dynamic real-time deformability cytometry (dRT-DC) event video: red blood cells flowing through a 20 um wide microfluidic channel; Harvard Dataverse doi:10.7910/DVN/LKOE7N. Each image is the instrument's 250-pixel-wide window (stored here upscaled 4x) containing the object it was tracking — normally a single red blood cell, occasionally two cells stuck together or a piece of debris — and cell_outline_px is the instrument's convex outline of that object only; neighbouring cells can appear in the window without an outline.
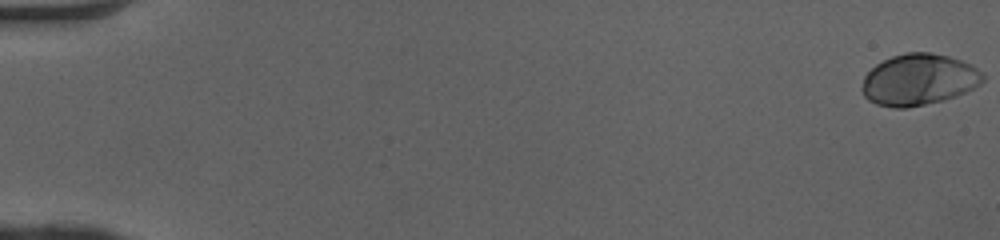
{"species": "human", "species_latin": "Homo sapiens", "temperature_condition": "cold", "stored_images_in_passage": 51, "camera_frame_rate_fps": 3000, "um_per_image_px": 0.085, "donor": {"sex": "female"}, "frame": {"image": 1, "passage_image": 1, "time_ms": 0.0, "image_size_px": [1000, 240], "cell_outline_px": [[984, 80], [980, 84], [956, 96], [944, 100], [908, 108], [896, 108], [876, 104], [868, 100], [864, 96], [860, 88], [864, 76], [876, 64], [892, 56], [904, 52], [928, 52], [948, 56], [972, 64], [984, 76]], "centroid_in_image_um": [78.07, 6.77], "position_along_channel_um": 6.9, "area_um2": 36.24}}
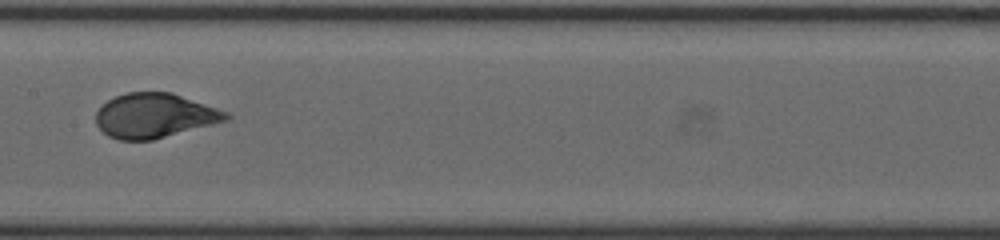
{"frame": {"image": 2, "passage_image": 28, "time_ms": 9.0, "image_size_px": [1000, 240], "cell_outline_px": [[232, 116], [228, 120], [152, 140], [120, 140], [108, 136], [96, 124], [96, 112], [108, 100], [116, 96], [128, 92], [172, 92], [228, 112]], "centroid_in_image_um": [13.15, 9.83], "position_along_channel_um": 194.3, "area_um2": 33.58}}
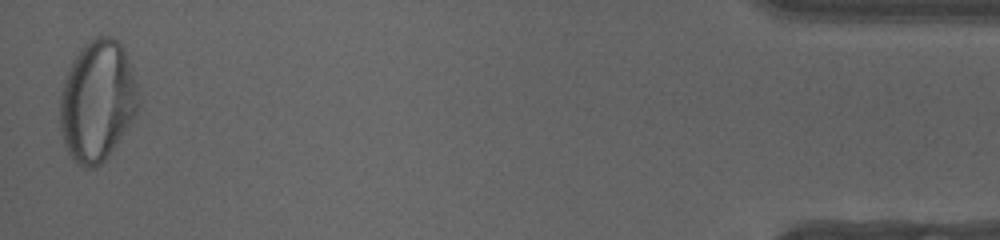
{"frame": {"image": 3, "passage_image": 51, "time_ms": 16.667, "image_size_px": [1000, 240], "cell_outline_px": [[140, 108], [108, 156], [96, 168], [88, 168], [76, 164], [72, 160], [68, 152], [60, 128], [60, 96], [64, 80], [80, 48], [88, 40], [96, 36], [112, 36], [124, 48], [136, 84], [140, 100]], "centroid_in_image_um": [8.28, 8.59], "position_along_channel_um": 426.9, "area_um2": 55.08}, "authors_computed_cell_mechanics": {"area_um2": 34.4488, "velocity_mm_per_s": 4.0798, "shape_relaxation_time_tau1_ms": 3.5022, "shape_relaxation_time_tau2_ms": null, "deformation_change_tau1": 0.1876, "deformation_change_tau2": null}}